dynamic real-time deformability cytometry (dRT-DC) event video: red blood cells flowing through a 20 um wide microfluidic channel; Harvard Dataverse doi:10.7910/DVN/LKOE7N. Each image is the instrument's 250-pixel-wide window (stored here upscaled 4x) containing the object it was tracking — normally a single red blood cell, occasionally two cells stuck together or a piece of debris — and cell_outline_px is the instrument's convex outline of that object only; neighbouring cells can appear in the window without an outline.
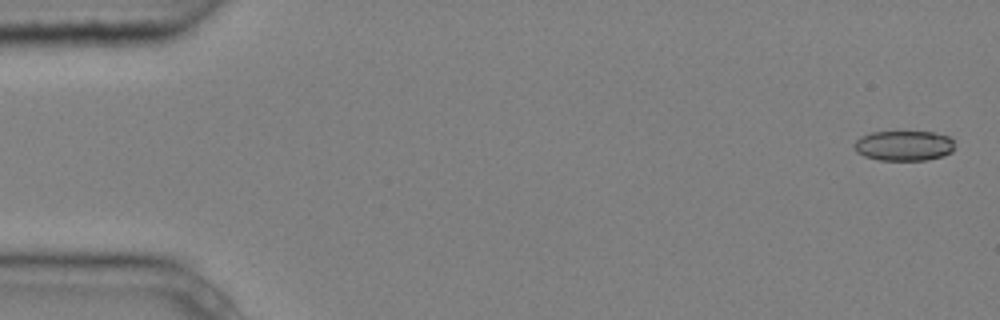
{"species": "common noctule bat (a hibernating species)", "species_latin": "Nyctalus noctula", "temperature_condition": "cold", "stored_images_in_passage": 6, "camera_frame_rate_fps": 3000, "um_per_image_px": 0.085, "animal": {"sex": "male", "body_mass_g": 20.4}, "frame": {"image": 1, "passage_image": 1, "time_ms": 0.0, "image_size_px": [1000, 320], "cell_outline_px": [[952, 152], [944, 156], [928, 160], [880, 160], [864, 156], [856, 152], [852, 144], [860, 136], [872, 132], [932, 132], [948, 136], [952, 140]], "centroid_in_image_um": [76.79, 12.39], "position_along_channel_um": 8.2, "area_um2": 17.69}}